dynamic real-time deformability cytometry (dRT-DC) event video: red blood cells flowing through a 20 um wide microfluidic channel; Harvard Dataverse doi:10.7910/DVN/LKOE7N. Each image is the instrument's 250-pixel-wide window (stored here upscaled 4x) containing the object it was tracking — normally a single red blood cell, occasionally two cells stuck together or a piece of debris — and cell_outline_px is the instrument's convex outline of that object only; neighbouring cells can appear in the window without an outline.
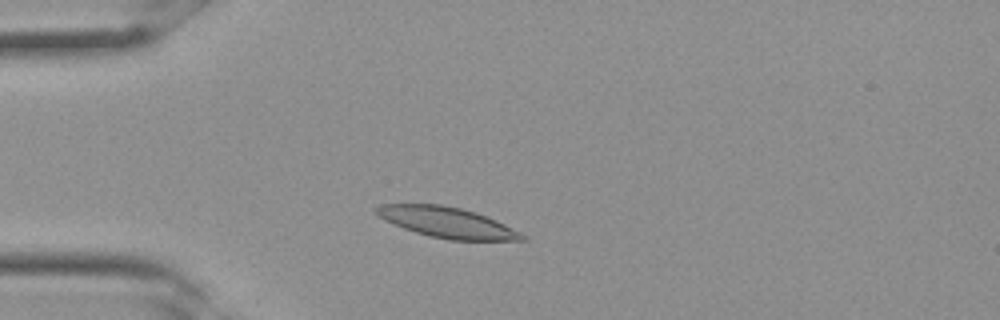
{"species": "Egyptian fruit bat (a non-hibernating species)", "species_latin": "Rousettus aegyptiacus", "temperature_condition": "room temperature", "stored_images_in_passage": 29, "camera_frame_rate_fps": 3000, "um_per_image_px": 0.085, "frame": {"image": 1, "passage_image": 5, "time_ms": 1.333, "image_size_px": [1000, 320], "cell_outline_px": [[528, 240], [448, 240], [416, 232], [404, 228], [384, 220], [372, 212], [372, 208], [380, 204], [440, 204], [460, 208], [476, 212], [496, 220], [528, 236]], "centroid_in_image_um": [37.97, 18.9], "position_along_channel_um": 47.0, "area_um2": 26.01}}
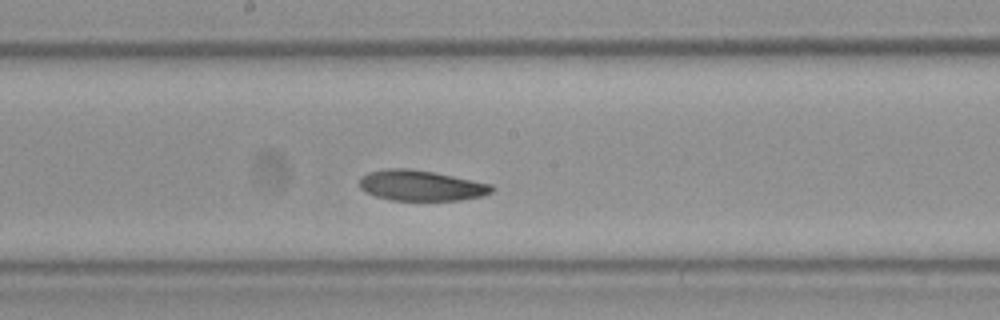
{"frame": {"image": 2, "passage_image": 14, "time_ms": 4.333, "image_size_px": [1000, 320], "cell_outline_px": [[496, 188], [492, 192], [484, 196], [460, 200], [392, 200], [376, 196], [364, 192], [360, 188], [360, 180], [368, 172], [388, 168], [408, 168], [436, 172], [492, 184]], "centroid_in_image_um": [35.83, 15.77], "position_along_channel_um": 212.4, "area_um2": 23.7}}
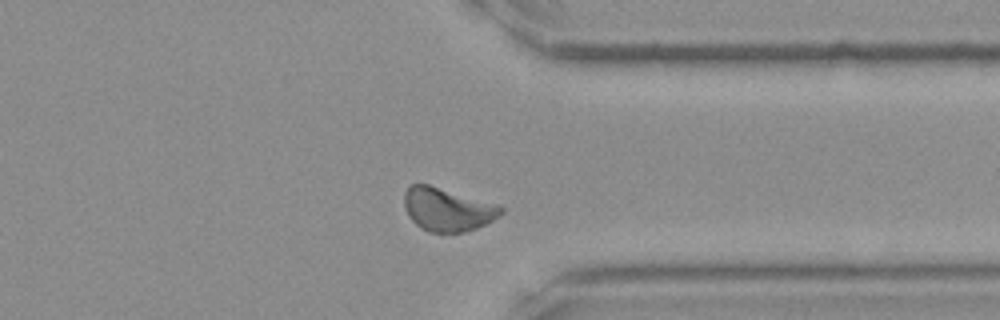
{"frame": {"image": 3, "passage_image": 22, "time_ms": 7.0, "image_size_px": [1000, 320], "cell_outline_px": [[504, 212], [492, 220], [476, 228], [464, 232], [428, 232], [420, 228], [408, 216], [404, 208], [404, 192], [408, 184], [428, 184], [504, 208]], "centroid_in_image_um": [37.94, 17.81], "position_along_channel_um": 373.5, "area_um2": 23.93}}